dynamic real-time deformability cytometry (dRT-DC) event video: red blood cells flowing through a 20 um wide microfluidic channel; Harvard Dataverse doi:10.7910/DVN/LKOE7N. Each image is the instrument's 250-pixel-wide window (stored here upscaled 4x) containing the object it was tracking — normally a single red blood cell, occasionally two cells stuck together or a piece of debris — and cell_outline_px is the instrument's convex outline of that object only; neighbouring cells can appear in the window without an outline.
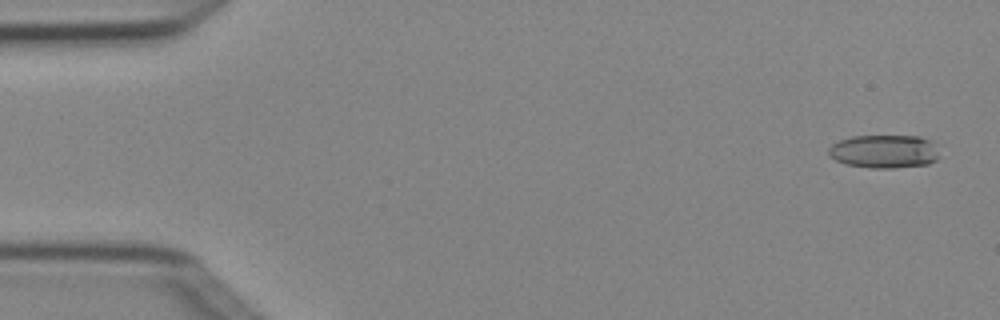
{"species": "Egyptian fruit bat (a non-hibernating species)", "species_latin": "Rousettus aegyptiacus", "temperature_condition": "cold", "stored_images_in_passage": 5, "camera_frame_rate_fps": 3000, "um_per_image_px": 0.085, "animal": {"sex": "female"}, "frame": {"image": 1, "passage_image": 1, "time_ms": 0.0, "image_size_px": [1000, 320], "cell_outline_px": [[940, 156], [936, 160], [928, 164], [892, 168], [868, 168], [848, 164], [836, 160], [828, 156], [828, 148], [832, 144], [840, 140], [852, 136], [920, 136], [932, 140]], "centroid_in_image_um": [75.17, 12.87], "position_along_channel_um": 9.8, "area_um2": 21.68}}
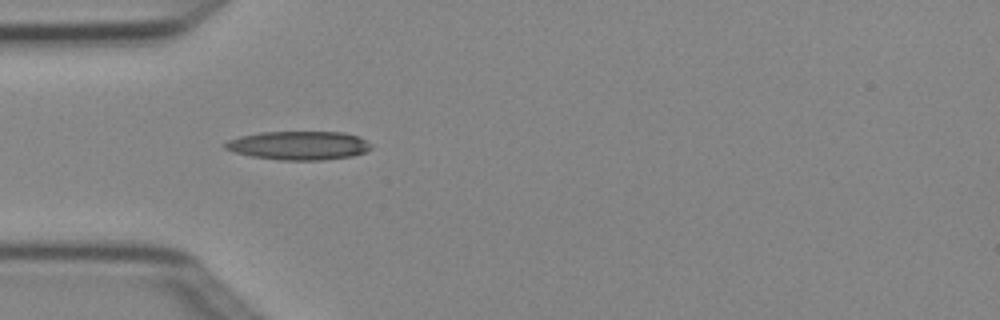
{"frame": {"image": 2, "passage_image": 4, "time_ms": 1.0, "image_size_px": [1000, 320], "cell_outline_px": [[372, 148], [364, 152], [352, 156], [320, 160], [280, 160], [252, 156], [236, 152], [224, 148], [224, 144], [228, 140], [240, 136], [260, 132], [344, 132], [360, 136], [372, 144]], "centroid_in_image_um": [25.43, 12.36], "position_along_channel_um": 59.6, "area_um2": 24.39}}
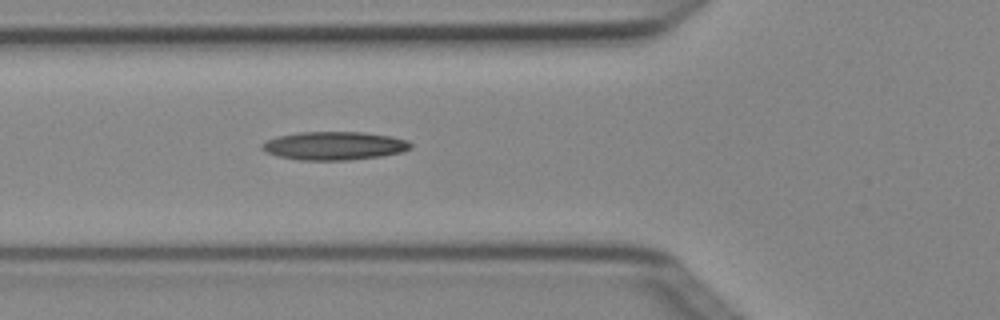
{"frame": {"image": 3, "passage_image": 5, "time_ms": 1.333, "image_size_px": [1000, 320], "cell_outline_px": [[412, 148], [400, 152], [380, 156], [348, 160], [300, 160], [280, 156], [268, 152], [260, 148], [260, 144], [276, 136], [300, 132], [364, 132], [392, 136], [408, 140], [412, 144]], "centroid_in_image_um": [28.43, 12.38], "position_along_channel_um": 97.4, "area_um2": 24.51}}